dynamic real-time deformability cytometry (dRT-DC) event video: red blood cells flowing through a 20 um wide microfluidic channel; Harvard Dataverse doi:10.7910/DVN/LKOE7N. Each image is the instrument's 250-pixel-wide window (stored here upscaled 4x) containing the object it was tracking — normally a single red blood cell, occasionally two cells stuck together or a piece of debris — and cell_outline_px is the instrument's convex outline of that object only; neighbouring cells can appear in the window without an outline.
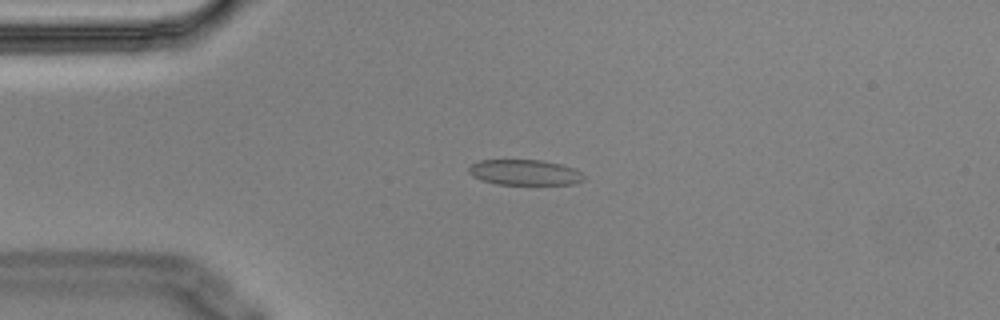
{"species": "Egyptian fruit bat (a non-hibernating species)", "species_latin": "Rousettus aegyptiacus", "temperature_condition": "cold", "stored_images_in_passage": 7, "camera_frame_rate_fps": 3000, "um_per_image_px": 0.085, "animal": {"sex": "male"}, "frame": {"image": 1, "passage_image": 4, "time_ms": 1.0, "image_size_px": [1000, 320], "cell_outline_px": [[584, 180], [576, 184], [496, 184], [472, 176], [468, 172], [468, 168], [472, 164], [480, 160], [540, 160], [560, 164], [576, 168], [584, 176]], "centroid_in_image_um": [44.62, 14.65], "position_along_channel_um": 40.4, "area_um2": 17.05}}